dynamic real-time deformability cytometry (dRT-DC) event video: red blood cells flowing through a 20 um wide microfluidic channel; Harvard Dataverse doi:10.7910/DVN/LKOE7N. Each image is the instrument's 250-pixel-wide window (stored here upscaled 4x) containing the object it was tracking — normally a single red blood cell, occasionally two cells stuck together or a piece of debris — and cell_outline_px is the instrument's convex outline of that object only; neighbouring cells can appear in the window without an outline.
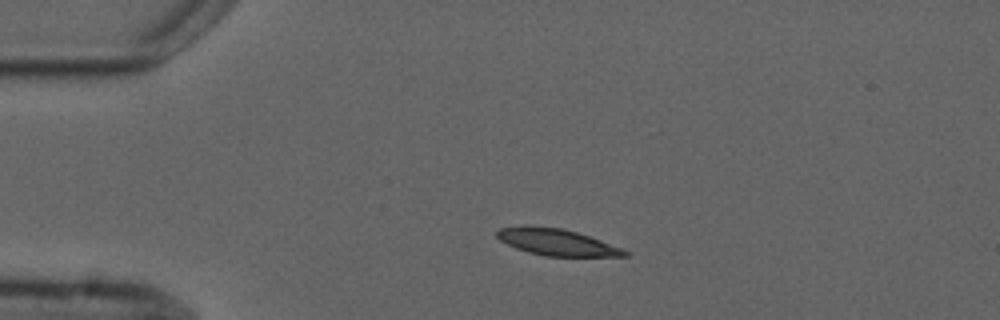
{"species": "common noctule bat (a hibernating species)", "species_latin": "Nyctalus noctula", "temperature_condition": "cold", "stored_images_in_passage": 4, "camera_frame_rate_fps": 3000, "um_per_image_px": 0.085, "animal": {"sex": "male", "forearm_length_mm": 52.5}, "frame": {"image": 1, "passage_image": 3, "time_ms": 2.0, "image_size_px": [1000, 320], "cell_outline_px": [[632, 256], [544, 256], [528, 252], [516, 248], [500, 240], [496, 236], [496, 232], [500, 228], [524, 224], [564, 228], [624, 248]], "centroid_in_image_um": [47.31, 20.57], "position_along_channel_um": 37.7, "area_um2": 20.0}}